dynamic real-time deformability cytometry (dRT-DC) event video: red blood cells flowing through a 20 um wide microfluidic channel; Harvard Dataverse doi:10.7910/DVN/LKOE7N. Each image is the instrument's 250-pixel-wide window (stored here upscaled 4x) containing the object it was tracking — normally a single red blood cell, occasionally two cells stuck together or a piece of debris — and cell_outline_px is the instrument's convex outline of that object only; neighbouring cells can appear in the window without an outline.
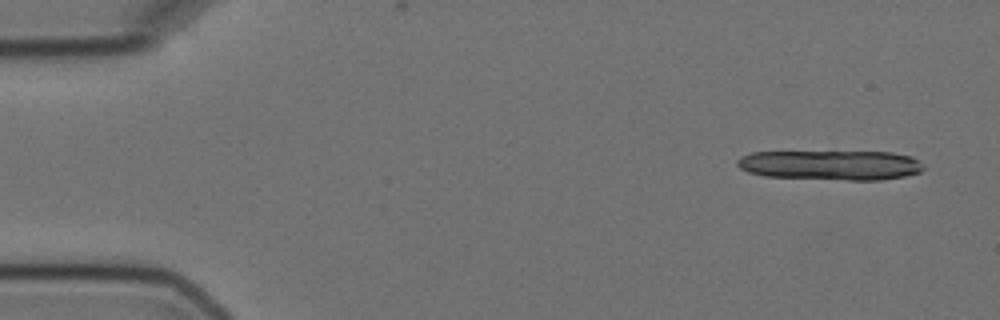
{"species": "Egyptian fruit bat (a non-hibernating species)", "species_latin": "Rousettus aegyptiacus", "temperature_condition": "cold", "stored_images_in_passage": 3, "camera_frame_rate_fps": 3000, "um_per_image_px": 0.085, "animal": {"sex": "female"}, "frame": {"image": 1, "passage_image": 1, "time_ms": 0.0, "image_size_px": [1000, 320], "cell_outline_px": [[924, 168], [920, 172], [904, 176], [880, 180], [848, 180], [764, 176], [748, 172], [740, 168], [736, 164], [736, 160], [740, 156], [752, 152], [892, 152], [912, 156], [924, 164]], "centroid_in_image_um": [70.62, 14.03], "position_along_channel_um": 14.4, "area_um2": 32.48}}